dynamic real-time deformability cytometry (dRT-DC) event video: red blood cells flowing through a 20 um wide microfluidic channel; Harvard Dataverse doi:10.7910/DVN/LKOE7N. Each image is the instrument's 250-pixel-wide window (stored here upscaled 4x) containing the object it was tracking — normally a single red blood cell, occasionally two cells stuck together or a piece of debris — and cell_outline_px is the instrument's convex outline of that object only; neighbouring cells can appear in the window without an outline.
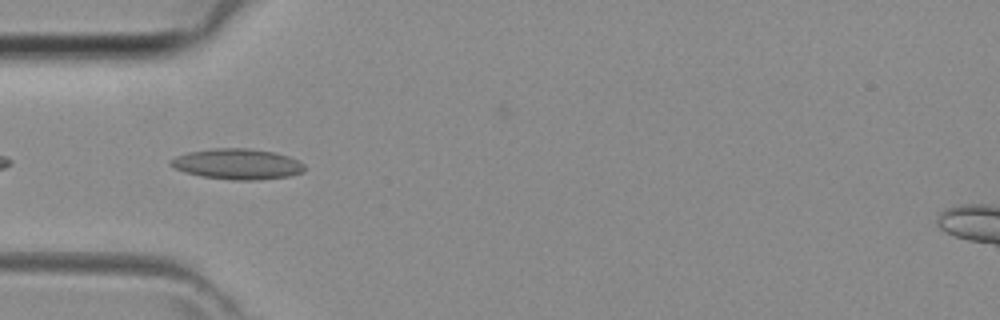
{"species": "common noctule bat (a hibernating species)", "species_latin": "Nyctalus noctula", "temperature_condition": "room temperature", "stored_images_in_passage": 42, "camera_frame_rate_fps": 3000, "um_per_image_px": 0.085, "animal": {"sex": "female", "body_mass_g": 29.2, "forearm_length_mm": 56.3}, "frame": {"image": 1, "passage_image": 13, "time_ms": 4.0, "image_size_px": [1000, 320], "cell_outline_px": [[304, 172], [288, 176], [256, 180], [232, 180], [200, 176], [184, 172], [168, 164], [168, 160], [176, 156], [188, 152], [212, 148], [248, 148], [276, 152], [288, 156], [304, 164]], "centroid_in_image_um": [20.15, 13.94], "position_along_channel_um": 64.9, "area_um2": 23.99}}
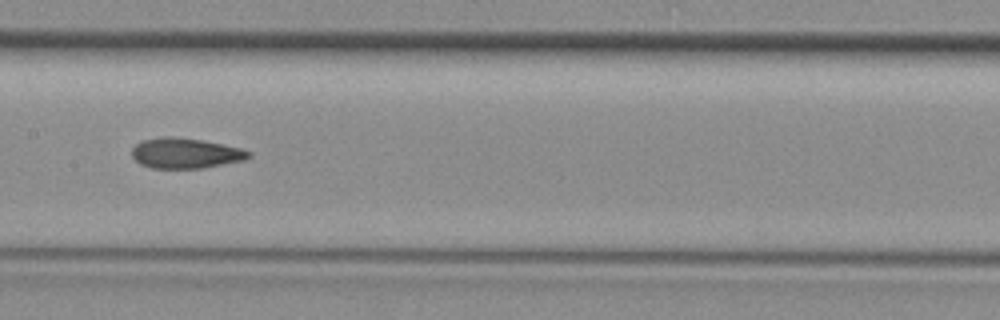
{"frame": {"image": 2, "passage_image": 21, "time_ms": 6.667, "image_size_px": [1000, 320], "cell_outline_px": [[252, 156], [244, 160], [200, 168], [152, 168], [140, 164], [132, 156], [132, 148], [136, 144], [144, 140], [164, 136], [172, 136], [200, 140], [240, 148], [252, 152]], "centroid_in_image_um": [15.75, 13.02], "position_along_channel_um": 191.6, "area_um2": 20.4}}
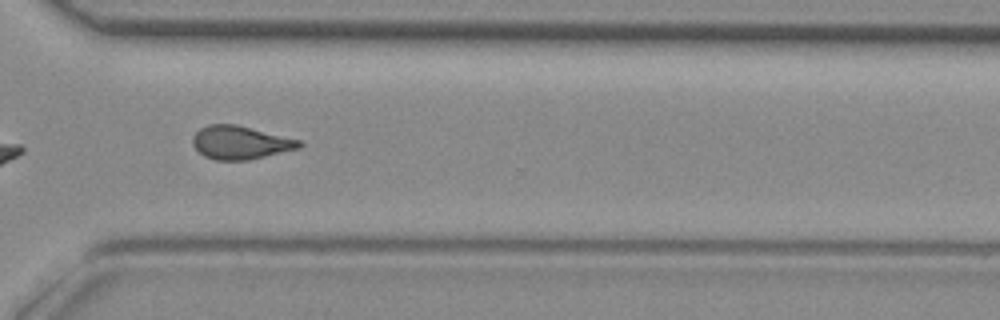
{"frame": {"image": 3, "passage_image": 31, "time_ms": 10.0, "image_size_px": [1000, 320], "cell_outline_px": [[304, 144], [300, 148], [248, 160], [216, 160], [204, 156], [192, 144], [192, 136], [200, 128], [208, 124], [236, 124], [300, 140]], "centroid_in_image_um": [20.42, 12.11], "position_along_channel_um": 350.2, "area_um2": 20.63}}